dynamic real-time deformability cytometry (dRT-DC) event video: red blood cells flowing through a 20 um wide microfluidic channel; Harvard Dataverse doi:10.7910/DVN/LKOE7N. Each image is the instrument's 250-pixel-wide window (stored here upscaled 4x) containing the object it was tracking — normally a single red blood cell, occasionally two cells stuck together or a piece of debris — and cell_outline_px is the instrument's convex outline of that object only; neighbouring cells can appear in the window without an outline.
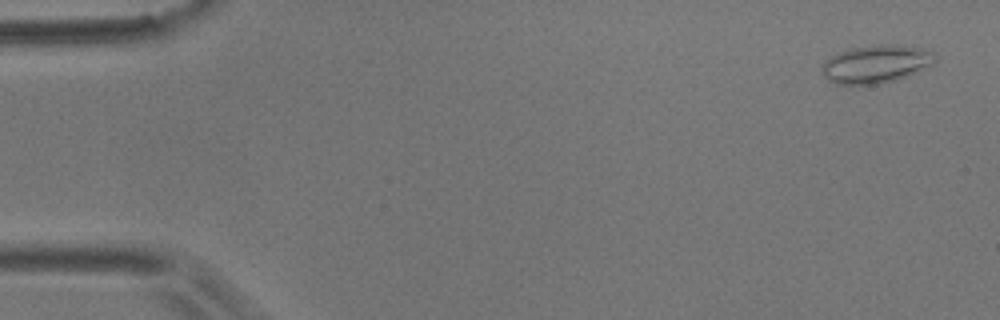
{"species": "common noctule bat (a hibernating species)", "species_latin": "Nyctalus noctula", "temperature_condition": "room temperature", "stored_images_in_passage": 5, "camera_frame_rate_fps": 3000, "um_per_image_px": 0.085, "animal": {"sex": "male", "body_mass_g": 17.9}, "frame": {"image": 1, "passage_image": 1, "time_ms": 0.0, "image_size_px": [1000, 320], "cell_outline_px": [[936, 60], [932, 64], [916, 72], [896, 80], [876, 84], [836, 84], [828, 80], [824, 76], [824, 64], [828, 56], [852, 48], [872, 44], [896, 44], [924, 48], [936, 52]], "centroid_in_image_um": [74.5, 5.42], "position_along_channel_um": 10.5, "area_um2": 25.09}}